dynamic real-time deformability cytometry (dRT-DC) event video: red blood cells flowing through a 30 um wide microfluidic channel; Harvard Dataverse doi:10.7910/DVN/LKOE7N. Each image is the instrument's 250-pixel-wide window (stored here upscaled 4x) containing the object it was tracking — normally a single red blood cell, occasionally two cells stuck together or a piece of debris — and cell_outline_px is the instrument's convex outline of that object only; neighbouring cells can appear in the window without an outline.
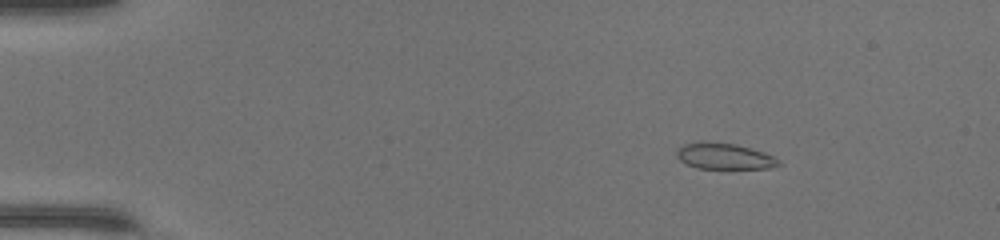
{"species": "common noctule bat (a hibernating species)", "species_latin": "Nyctalus noctula", "temperature_condition": "warm", "stored_images_in_passage": 49, "camera_frame_rate_fps": 3000, "um_per_image_px": 0.085, "animal": {"sex": "female", "body_mass_g": 17.0, "forearm_length_mm": 48.0}, "frame": {"image": 1, "passage_image": 8, "time_ms": 2.333, "image_size_px": [1000, 240], "cell_outline_px": [[784, 164], [768, 168], [696, 168], [680, 160], [676, 156], [676, 148], [684, 144], [700, 140], [704, 140], [736, 144], [752, 148], [776, 156]], "centroid_in_image_um": [61.58, 13.25], "position_along_channel_um": 23.4, "area_um2": 15.9}}
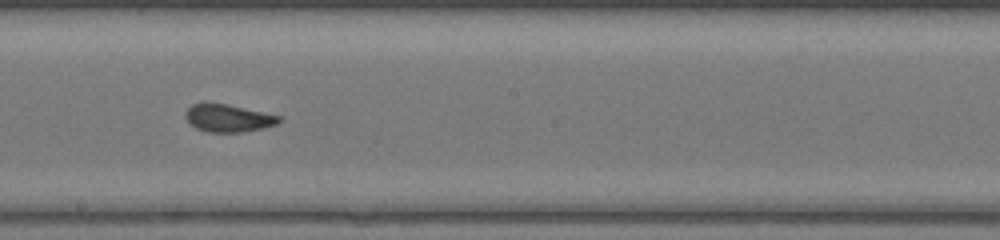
{"frame": {"image": 2, "passage_image": 29, "time_ms": 9.333, "image_size_px": [1000, 240], "cell_outline_px": [[284, 120], [276, 124], [264, 128], [240, 132], [208, 132], [196, 128], [188, 124], [184, 116], [184, 112], [192, 104], [204, 100], [208, 100], [228, 104], [264, 112], [280, 116]], "centroid_in_image_um": [19.33, 10.0], "position_along_channel_um": 228.9, "area_um2": 15.66}}
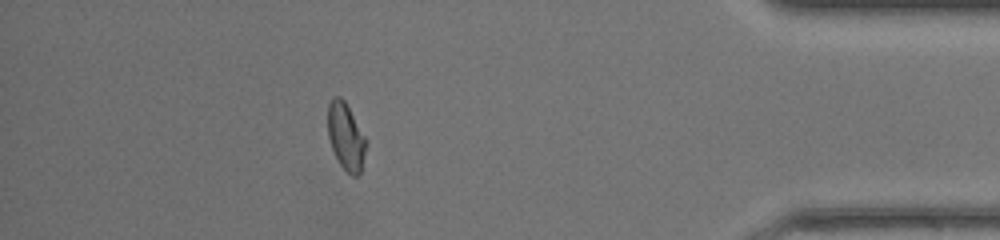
{"frame": {"image": 3, "passage_image": 44, "time_ms": 14.333, "image_size_px": [1000, 240], "cell_outline_px": [[364, 152], [360, 172], [356, 176], [352, 176], [340, 164], [332, 148], [328, 136], [328, 104], [332, 96], [340, 96], [344, 100], [364, 136]], "centroid_in_image_um": [29.35, 11.56], "position_along_channel_um": 405.9, "area_um2": 14.33}, "authors_computed_cell_mechanics": {"area_um2": 15.6638, "velocity_mm_per_s": 4.382, "shape_relaxation_time_tau1_ms": 6.693, "shape_relaxation_time_tau2_ms": 0.9752, "deformation_change_tau1": 0.1771, "deformation_change_tau2": 0.0502}}